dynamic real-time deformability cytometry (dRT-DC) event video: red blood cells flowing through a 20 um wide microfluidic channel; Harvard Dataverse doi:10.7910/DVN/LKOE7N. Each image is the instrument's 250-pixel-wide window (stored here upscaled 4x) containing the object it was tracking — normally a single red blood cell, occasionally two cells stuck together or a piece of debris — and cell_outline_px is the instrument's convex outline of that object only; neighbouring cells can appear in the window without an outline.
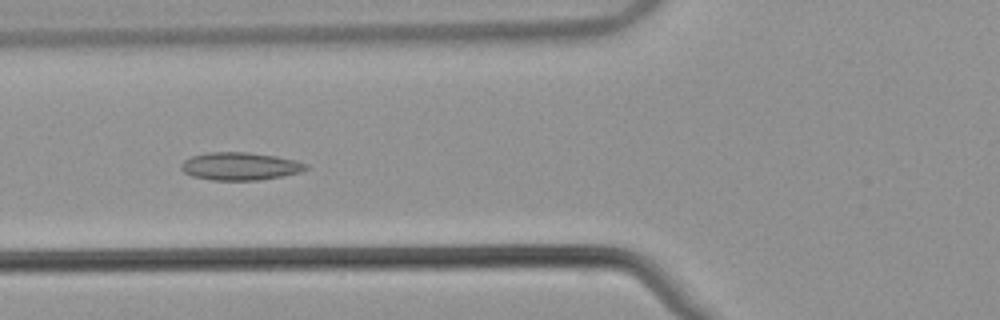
{"species": "common noctule bat (a hibernating species)", "species_latin": "Nyctalus noctula", "temperature_condition": "warm", "stored_images_in_passage": 45, "camera_frame_rate_fps": 3000, "um_per_image_px": 0.085, "animal": {"sex": "male", "body_mass_g": 21.5, "forearm_length_mm": 52.0}, "frame": {"image": 1, "passage_image": 17, "time_ms": 5.333, "image_size_px": [1000, 320], "cell_outline_px": [[308, 168], [300, 172], [284, 176], [260, 180], [212, 180], [192, 176], [184, 172], [180, 168], [180, 164], [184, 160], [192, 156], [208, 152], [248, 152], [276, 156], [296, 160], [308, 164]], "centroid_in_image_um": [20.41, 14.13], "position_along_channel_um": 105.4, "area_um2": 20.35}}
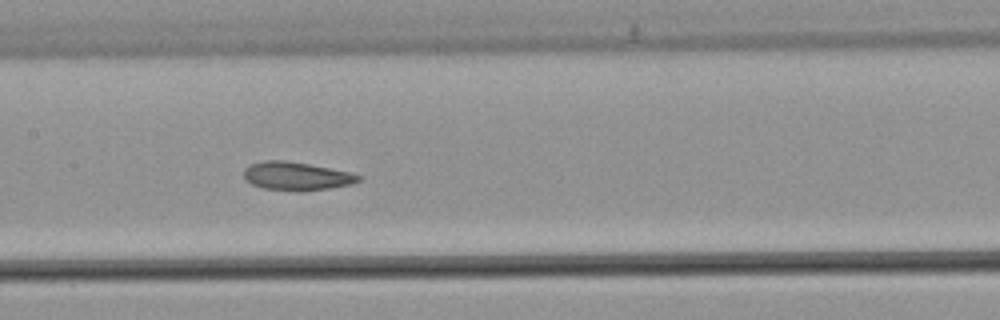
{"frame": {"image": 2, "passage_image": 23, "time_ms": 7.333, "image_size_px": [1000, 320], "cell_outline_px": [[364, 176], [360, 180], [352, 184], [328, 188], [300, 192], [264, 188], [252, 184], [244, 180], [244, 168], [248, 164], [264, 160], [284, 160], [308, 164], [348, 172]], "centroid_in_image_um": [25.16, 14.97], "position_along_channel_um": 182.2, "area_um2": 19.02}}
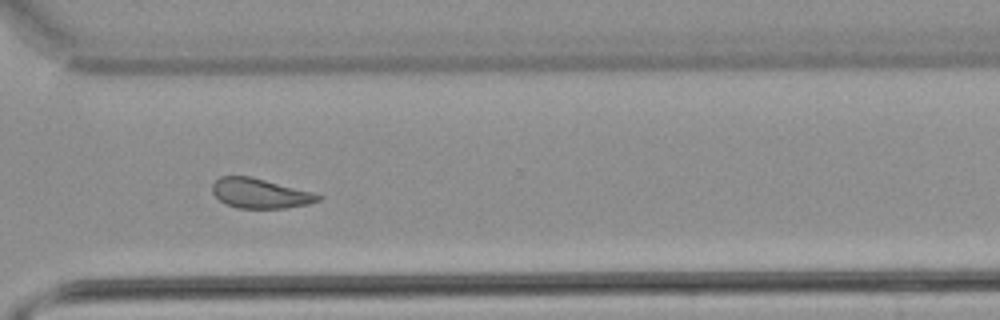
{"frame": {"image": 3, "passage_image": 36, "time_ms": 11.667, "image_size_px": [1000, 320], "cell_outline_px": [[324, 196], [320, 200], [308, 204], [284, 208], [236, 208], [224, 204], [212, 192], [212, 184], [220, 176], [252, 176], [312, 192]], "centroid_in_image_um": [22.09, 16.43], "position_along_channel_um": 348.5, "area_um2": 18.44}, "authors_computed_cell_mechanics": {"area_um2": 21.386, "velocity_mm_per_s": 3.8327, "shape_relaxation_time_tau1_ms": null, "shape_relaxation_time_tau2_ms": 3.018, "deformation_change_tau1": null, "deformation_change_tau2": 0.1007}}